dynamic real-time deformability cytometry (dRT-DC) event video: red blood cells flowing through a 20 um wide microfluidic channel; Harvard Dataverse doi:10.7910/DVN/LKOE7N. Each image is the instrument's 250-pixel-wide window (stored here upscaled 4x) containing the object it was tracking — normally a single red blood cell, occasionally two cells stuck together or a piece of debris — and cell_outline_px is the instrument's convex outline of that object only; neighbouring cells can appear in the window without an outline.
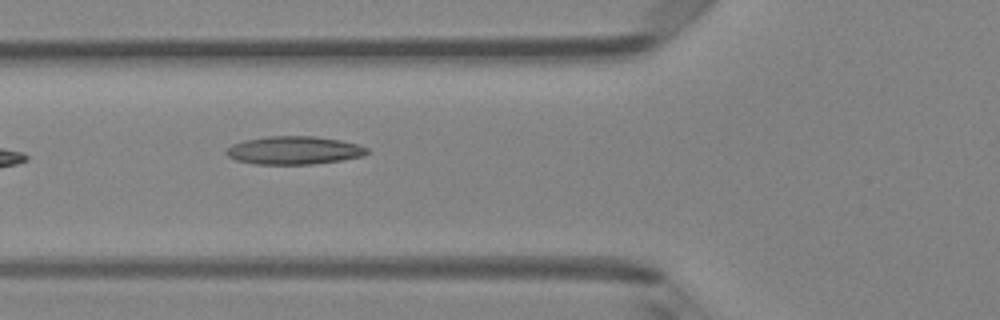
{"species": "Egyptian fruit bat (a non-hibernating species)", "species_latin": "Rousettus aegyptiacus", "temperature_condition": "room temperature", "stored_images_in_passage": 8, "camera_frame_rate_fps": 3000, "um_per_image_px": 0.085, "animal": {"sex": "female"}, "frame": {"image": 1, "passage_image": 5, "time_ms": 1.333, "image_size_px": [1000, 320], "cell_outline_px": [[368, 152], [364, 156], [340, 160], [312, 164], [256, 164], [236, 160], [228, 156], [224, 152], [232, 144], [244, 140], [264, 136], [316, 136], [340, 140], [360, 144], [368, 148]], "centroid_in_image_um": [25.0, 12.77], "position_along_channel_um": 100.8, "area_um2": 23.18}}
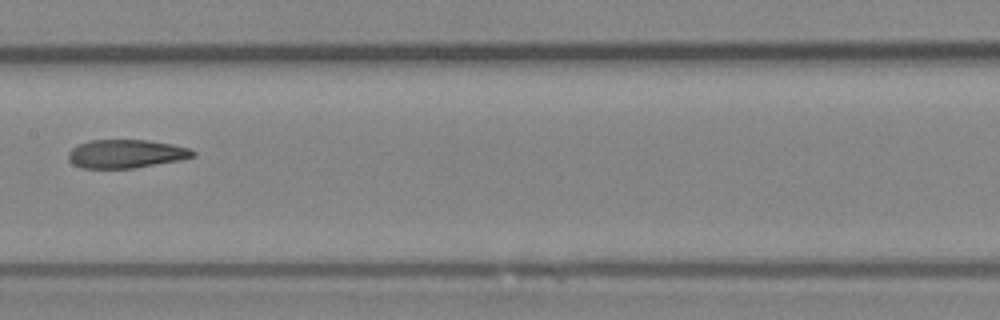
{"frame": {"image": 2, "passage_image": 7, "time_ms": 2.0, "image_size_px": [1000, 320], "cell_outline_px": [[196, 156], [180, 160], [132, 168], [80, 168], [72, 164], [68, 160], [68, 152], [72, 148], [88, 140], [148, 140], [172, 144], [192, 148], [196, 152]], "centroid_in_image_um": [10.72, 13.07], "position_along_channel_um": 196.7, "area_um2": 20.81}}
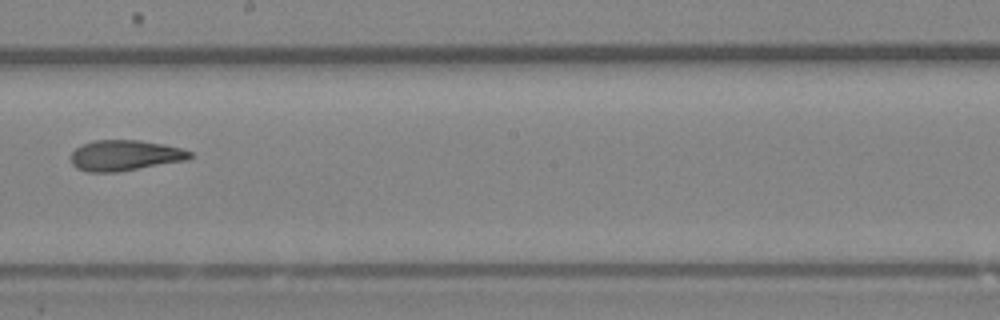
{"frame": {"image": 3, "passage_image": 8, "time_ms": 2.333, "image_size_px": [1000, 320], "cell_outline_px": [[192, 156], [188, 160], [116, 172], [88, 172], [76, 168], [72, 164], [72, 152], [76, 148], [84, 144], [96, 140], [140, 140], [164, 144], [180, 148], [192, 152]], "centroid_in_image_um": [10.64, 13.21], "position_along_channel_um": 237.6, "area_um2": 21.15}}